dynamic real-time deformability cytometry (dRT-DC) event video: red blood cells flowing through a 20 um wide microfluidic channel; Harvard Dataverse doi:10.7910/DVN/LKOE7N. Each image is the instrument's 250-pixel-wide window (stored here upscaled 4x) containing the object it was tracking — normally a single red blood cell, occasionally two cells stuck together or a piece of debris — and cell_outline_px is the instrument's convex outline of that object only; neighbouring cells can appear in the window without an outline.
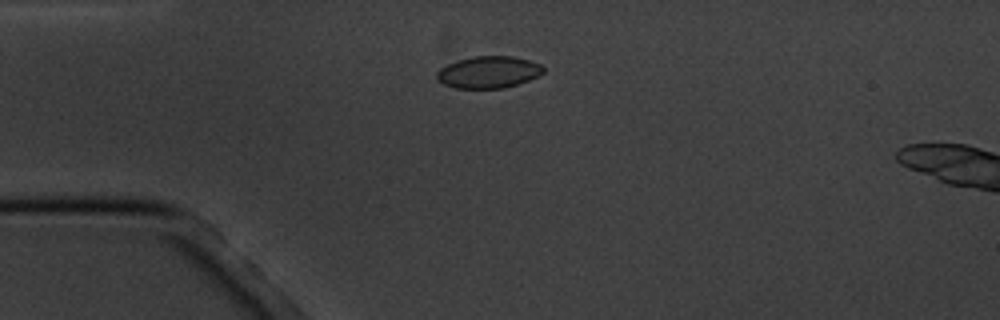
{"species": "common noctule bat (a hibernating species)", "species_latin": "Nyctalus noctula", "temperature_condition": "cold", "stored_images_in_passage": 7, "camera_frame_rate_fps": 3000, "um_per_image_px": 0.085, "animal": {"sex": "male", "body_mass_g": 20.1, "forearm_length_mm": 53.5}, "frame": {"image": 1, "passage_image": 4, "time_ms": 4.333, "image_size_px": [1000, 320], "cell_outline_px": [[544, 72], [528, 80], [504, 88], [456, 88], [444, 84], [436, 80], [436, 72], [440, 68], [448, 64], [472, 56], [512, 56], [528, 60], [540, 64], [544, 68]], "centroid_in_image_um": [41.5, 6.13], "position_along_channel_um": 43.5, "area_um2": 19.65}}
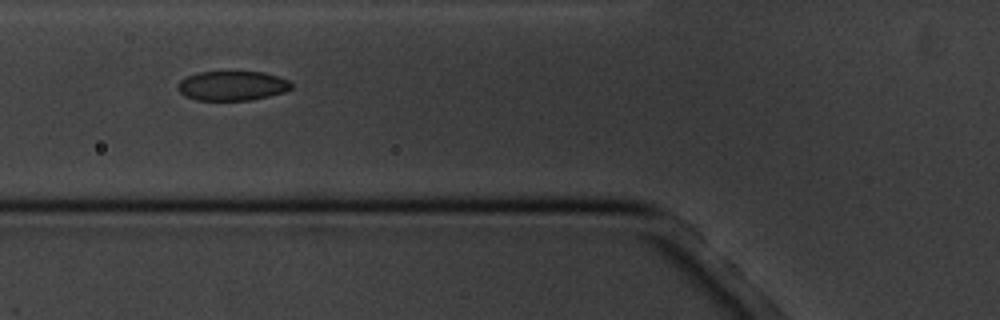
{"frame": {"image": 2, "passage_image": 6, "time_ms": 6.667, "image_size_px": [1000, 320], "cell_outline_px": [[292, 88], [284, 92], [252, 100], [196, 100], [180, 92], [176, 88], [176, 84], [184, 76], [196, 72], [264, 72], [288, 80], [292, 84]], "centroid_in_image_um": [19.7, 7.28], "position_along_channel_um": 106.1, "area_um2": 19.59}}
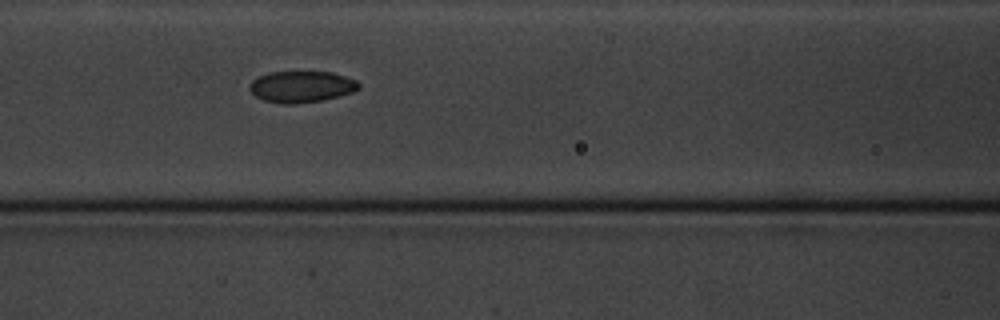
{"frame": {"image": 3, "passage_image": 7, "time_ms": 7.667, "image_size_px": [1000, 320], "cell_outline_px": [[360, 88], [352, 92], [324, 100], [292, 104], [284, 104], [264, 100], [256, 96], [248, 88], [248, 84], [256, 76], [268, 72], [332, 72], [356, 80], [360, 84]], "centroid_in_image_um": [25.59, 7.36], "position_along_channel_um": 141.0, "area_um2": 20.06}}